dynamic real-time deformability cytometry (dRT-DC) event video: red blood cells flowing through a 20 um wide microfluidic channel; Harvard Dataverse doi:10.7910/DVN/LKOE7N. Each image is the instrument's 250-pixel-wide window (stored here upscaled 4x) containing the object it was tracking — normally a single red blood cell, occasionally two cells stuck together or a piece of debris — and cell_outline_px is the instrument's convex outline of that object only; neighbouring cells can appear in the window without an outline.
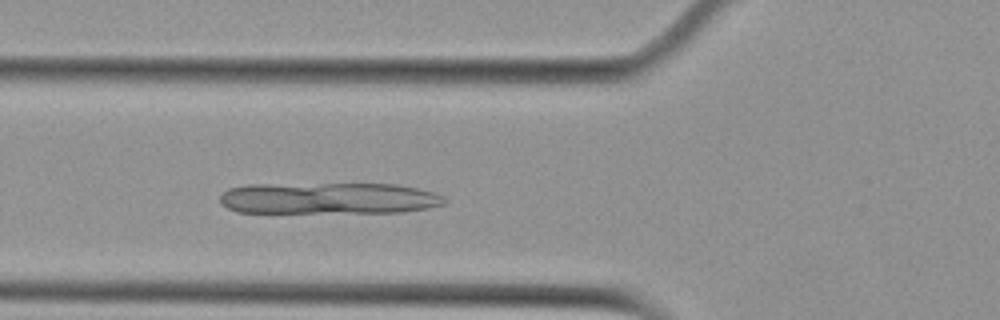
{"species": "Egyptian fruit bat (a non-hibernating species)", "species_latin": "Rousettus aegyptiacus", "temperature_condition": "cold", "stored_images_in_passage": 39, "camera_frame_rate_fps": 3000, "um_per_image_px": 0.085, "animal": {"sex": "female"}, "frame": {"image": 1, "passage_image": 7, "time_ms": 2.0, "image_size_px": [1000, 320], "cell_outline_px": [[448, 204], [428, 208], [400, 212], [236, 212], [220, 204], [220, 196], [228, 188], [248, 184], [396, 184], [436, 192], [444, 196], [448, 200]], "centroid_in_image_um": [27.97, 16.85], "position_along_channel_um": 97.8, "area_um2": 41.5}}
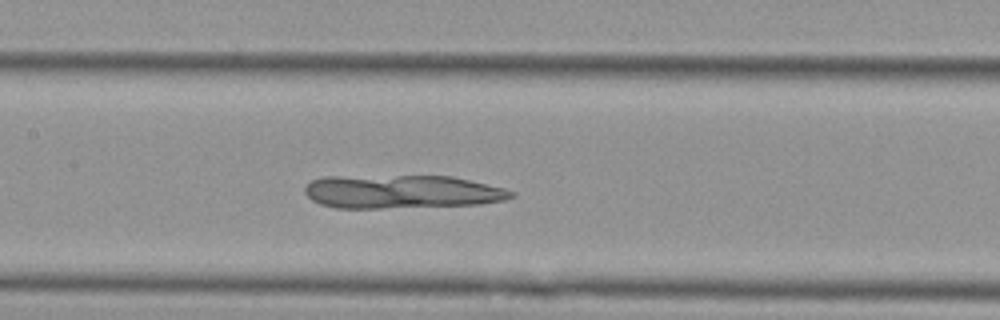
{"frame": {"image": 2, "passage_image": 13, "time_ms": 4.0, "image_size_px": [1000, 320], "cell_outline_px": [[516, 196], [504, 200], [480, 204], [380, 208], [336, 208], [320, 204], [312, 200], [304, 192], [304, 188], [312, 180], [324, 176], [452, 176], [504, 188], [516, 192]], "centroid_in_image_um": [34.15, 16.29], "position_along_channel_um": 173.3, "area_um2": 40.29}}
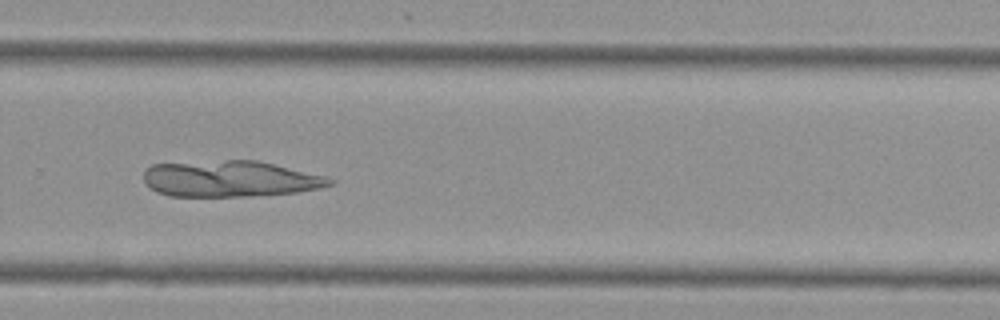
{"frame": {"image": 3, "passage_image": 24, "time_ms": 7.667, "image_size_px": [1000, 320], "cell_outline_px": [[336, 180], [332, 184], [320, 188], [296, 192], [252, 196], [168, 196], [156, 192], [144, 180], [144, 172], [152, 164], [228, 160], [256, 160], [324, 176]], "centroid_in_image_um": [19.55, 15.2], "position_along_channel_um": 310.2, "area_um2": 38.9}}